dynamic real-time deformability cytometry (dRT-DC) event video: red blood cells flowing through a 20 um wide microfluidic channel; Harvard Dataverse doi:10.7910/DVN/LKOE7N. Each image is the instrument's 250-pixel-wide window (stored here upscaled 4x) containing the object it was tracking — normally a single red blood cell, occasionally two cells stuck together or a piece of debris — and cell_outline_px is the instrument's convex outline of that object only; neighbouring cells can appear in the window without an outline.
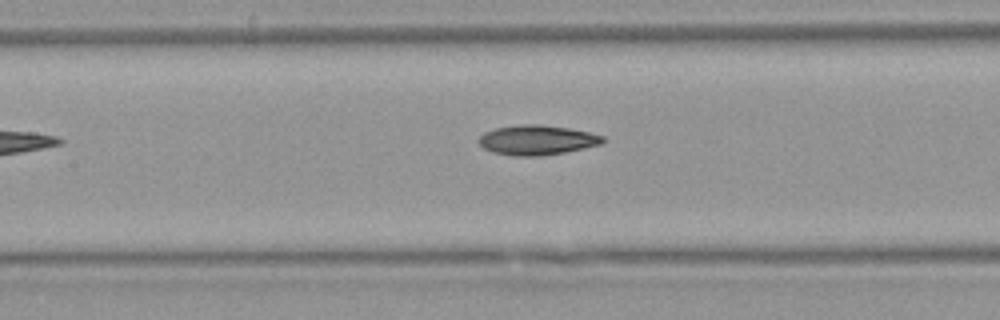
{"species": "Egyptian fruit bat (a non-hibernating species)", "species_latin": "Rousettus aegyptiacus", "temperature_condition": "warm", "stored_images_in_passage": 5, "camera_frame_rate_fps": 3000, "um_per_image_px": 0.085, "animal": {"sex": "female"}, "frame": {"image": 1, "passage_image": 4, "time_ms": 3.667, "image_size_px": [1000, 320], "cell_outline_px": [[604, 140], [600, 144], [584, 148], [564, 152], [540, 156], [516, 156], [492, 152], [484, 148], [480, 144], [480, 136], [484, 132], [496, 128], [516, 124], [540, 124], [568, 128], [588, 132], [604, 136]], "centroid_in_image_um": [45.63, 11.89], "position_along_channel_um": 161.8, "area_um2": 21.39}}
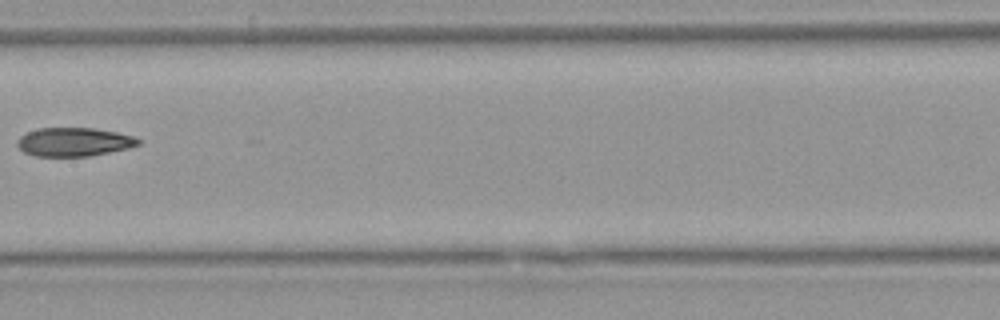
{"frame": {"image": 2, "passage_image": 5, "time_ms": 4.667, "image_size_px": [1000, 320], "cell_outline_px": [[140, 144], [128, 148], [88, 156], [36, 156], [24, 152], [16, 144], [16, 140], [20, 136], [28, 132], [40, 128], [92, 128], [116, 132], [132, 136], [140, 140]], "centroid_in_image_um": [6.26, 12.06], "position_along_channel_um": 201.1, "area_um2": 20.0}}